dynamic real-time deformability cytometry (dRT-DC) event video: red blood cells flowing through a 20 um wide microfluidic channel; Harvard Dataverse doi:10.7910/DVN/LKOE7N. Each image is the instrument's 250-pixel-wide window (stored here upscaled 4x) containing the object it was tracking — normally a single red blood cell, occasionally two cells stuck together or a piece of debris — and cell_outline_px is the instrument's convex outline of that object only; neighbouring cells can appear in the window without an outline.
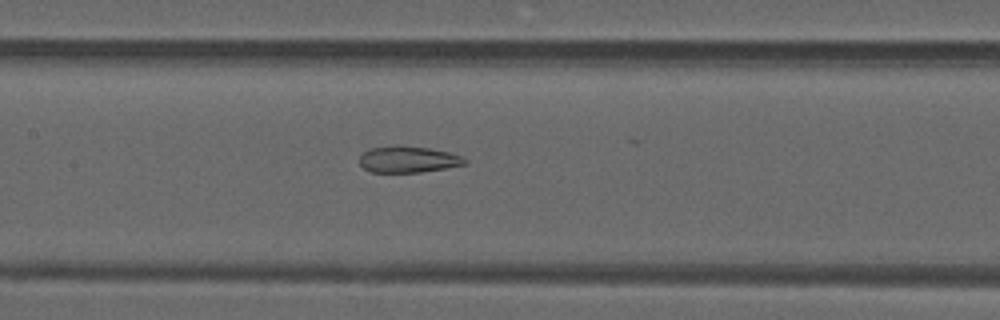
{"species": "common noctule bat (a hibernating species)", "species_latin": "Nyctalus noctula", "temperature_condition": "warm", "stored_images_in_passage": 48, "camera_frame_rate_fps": 3000, "um_per_image_px": 0.085, "animal": {"sex": "male", "forearm_length_mm": 52.5}, "frame": {"image": 1, "passage_image": 23, "time_ms": 7.333, "image_size_px": [1000, 320], "cell_outline_px": [[468, 164], [420, 172], [372, 172], [364, 168], [360, 164], [360, 156], [368, 148], [396, 144], [400, 144], [428, 148], [448, 152], [460, 156], [468, 160]], "centroid_in_image_um": [34.67, 13.53], "position_along_channel_um": 172.7, "area_um2": 16.36}}
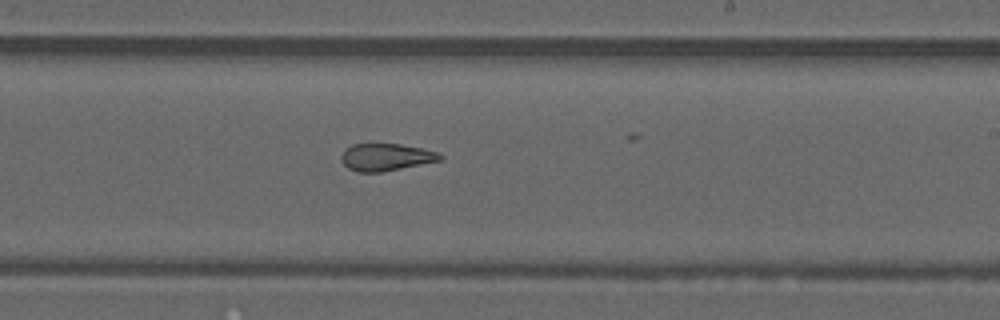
{"frame": {"image": 2, "passage_image": 29, "time_ms": 9.333, "image_size_px": [1000, 320], "cell_outline_px": [[444, 160], [380, 172], [356, 172], [348, 168], [340, 160], [340, 156], [344, 148], [352, 144], [400, 144], [440, 152], [444, 156]], "centroid_in_image_um": [32.81, 13.35], "position_along_channel_um": 256.2, "area_um2": 15.9}}
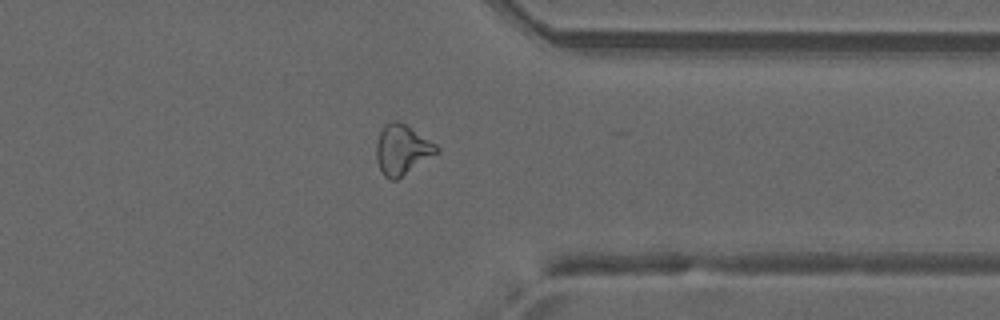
{"frame": {"image": 3, "passage_image": 38, "time_ms": 12.333, "image_size_px": [1000, 320], "cell_outline_px": [[440, 152], [396, 180], [388, 180], [384, 176], [376, 160], [376, 144], [380, 132], [384, 124], [392, 120], [396, 120], [404, 124], [436, 144], [440, 148]], "centroid_in_image_um": [34.17, 12.74], "position_along_channel_um": 377.2, "area_um2": 17.57}, "authors_computed_cell_mechanics": {"area_um2": 18.7561, "velocity_mm_per_s": 4.1965, "shape_relaxation_time_tau1_ms": null, "shape_relaxation_time_tau2_ms": 2.3771, "deformation_change_tau1": null, "deformation_change_tau2": 0.1203}}